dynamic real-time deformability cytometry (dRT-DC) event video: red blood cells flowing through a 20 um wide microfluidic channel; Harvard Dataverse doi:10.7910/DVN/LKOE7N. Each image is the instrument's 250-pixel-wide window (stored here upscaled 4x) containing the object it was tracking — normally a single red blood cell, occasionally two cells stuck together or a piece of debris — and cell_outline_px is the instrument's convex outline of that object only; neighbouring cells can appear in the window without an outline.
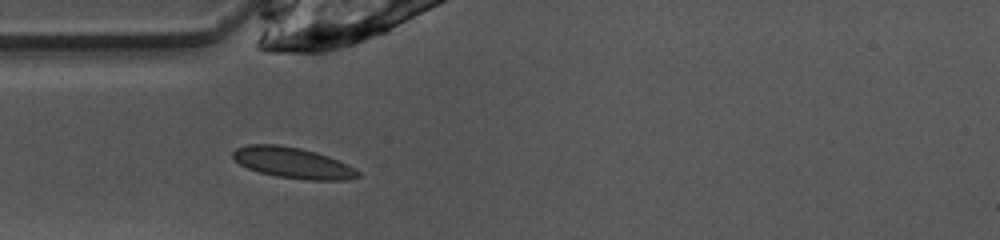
{"species": "common noctule bat (a hibernating species)", "species_latin": "Nyctalus noctula", "temperature_condition": "warm", "stored_images_in_passage": 25, "camera_frame_rate_fps": 3000, "um_per_image_px": 0.085, "animal": {"sex": "female", "body_mass_g": 10.0, "forearm_length_mm": 53.1}, "frame": {"image": 1, "passage_image": 3, "time_ms": 0.667, "image_size_px": [1000, 240], "cell_outline_px": [[360, 176], [348, 180], [308, 180], [276, 176], [260, 172], [248, 168], [232, 160], [232, 152], [236, 148], [248, 144], [280, 144], [300, 148], [316, 152], [328, 156], [348, 164], [360, 172]], "centroid_in_image_um": [24.88, 13.83], "position_along_channel_um": 60.1, "area_um2": 22.66}}
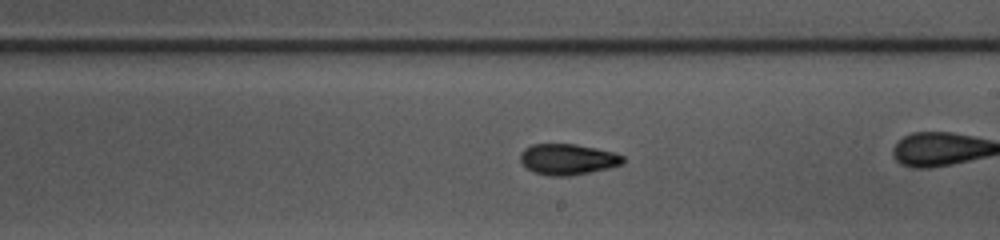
{"frame": {"image": 2, "passage_image": 14, "time_ms": 4.333, "image_size_px": [1000, 240], "cell_outline_px": [[624, 164], [608, 168], [572, 176], [548, 176], [532, 172], [520, 160], [520, 152], [524, 148], [532, 144], [576, 144], [616, 152], [624, 156]], "centroid_in_image_um": [48.27, 13.54], "position_along_channel_um": 240.7, "area_um2": 18.73}}
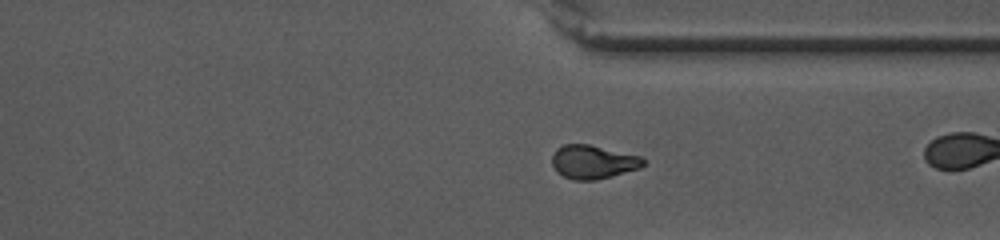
{"frame": {"image": 3, "passage_image": 23, "time_ms": 7.333, "image_size_px": [1000, 240], "cell_outline_px": [[644, 164], [640, 168], [612, 176], [596, 180], [572, 180], [556, 172], [552, 164], [552, 156], [556, 148], [564, 144], [588, 144], [640, 156], [644, 160]], "centroid_in_image_um": [50.38, 13.77], "position_along_channel_um": 361.0, "area_um2": 17.86}}